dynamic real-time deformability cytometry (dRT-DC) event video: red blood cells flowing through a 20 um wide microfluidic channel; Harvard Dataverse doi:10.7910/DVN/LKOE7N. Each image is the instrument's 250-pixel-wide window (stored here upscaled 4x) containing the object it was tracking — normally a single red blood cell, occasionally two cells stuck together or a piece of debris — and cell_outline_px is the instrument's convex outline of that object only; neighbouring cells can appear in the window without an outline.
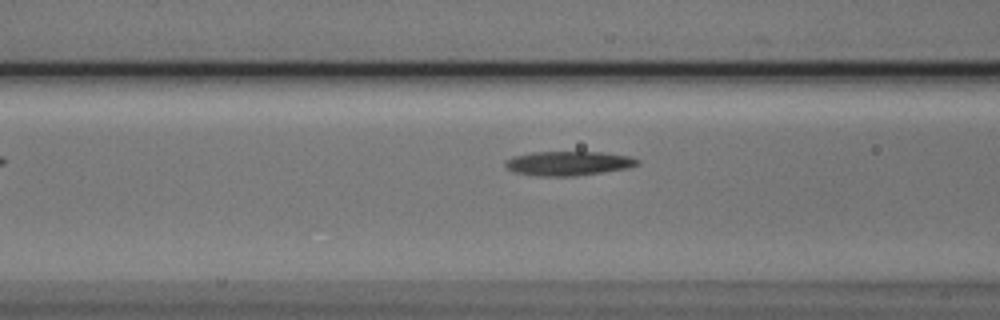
{"species": "Egyptian fruit bat (a non-hibernating species)", "species_latin": "Rousettus aegyptiacus", "temperature_condition": "cold", "stored_images_in_passage": 8, "camera_frame_rate_fps": 3000, "um_per_image_px": 0.085, "animal": {"sex": "male"}, "frame": {"image": 1, "passage_image": 6, "time_ms": 1.667, "image_size_px": [1000, 320], "cell_outline_px": [[640, 164], [628, 168], [604, 172], [576, 176], [540, 176], [516, 172], [508, 168], [504, 164], [504, 160], [512, 156], [532, 152], [600, 152], [628, 156], [640, 160]], "centroid_in_image_um": [48.31, 13.88], "position_along_channel_um": 118.3, "area_um2": 18.73}}